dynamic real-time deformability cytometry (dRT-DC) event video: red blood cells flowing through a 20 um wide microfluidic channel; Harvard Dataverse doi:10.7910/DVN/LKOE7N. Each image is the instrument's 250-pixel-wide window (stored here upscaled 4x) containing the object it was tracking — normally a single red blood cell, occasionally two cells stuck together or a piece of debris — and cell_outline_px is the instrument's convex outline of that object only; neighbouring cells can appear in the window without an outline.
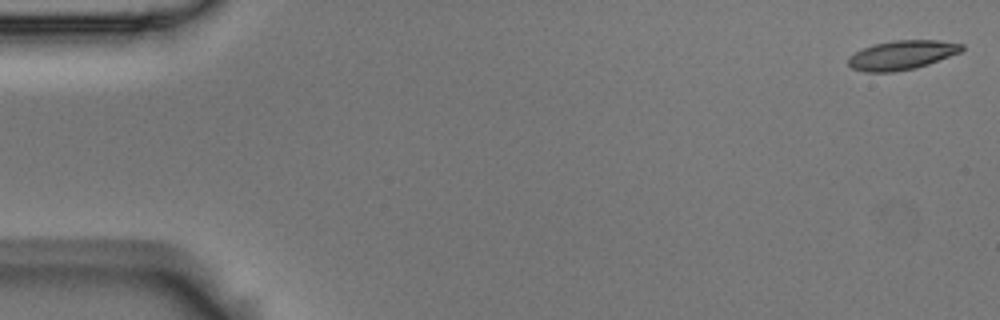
{"species": "Egyptian fruit bat (a non-hibernating species)", "species_latin": "Rousettus aegyptiacus", "temperature_condition": "room temperature", "stored_images_in_passage": 6, "camera_frame_rate_fps": 3000, "um_per_image_px": 0.085, "animal": {"sex": "male"}, "frame": {"image": 1, "passage_image": 1, "time_ms": 0.0, "image_size_px": [1000, 320], "cell_outline_px": [[964, 48], [960, 52], [928, 64], [916, 68], [892, 72], [864, 72], [852, 68], [848, 64], [848, 56], [872, 44], [892, 40], [940, 40], [964, 44]], "centroid_in_image_um": [76.65, 4.67], "position_along_channel_um": 8.4, "area_um2": 19.36}}
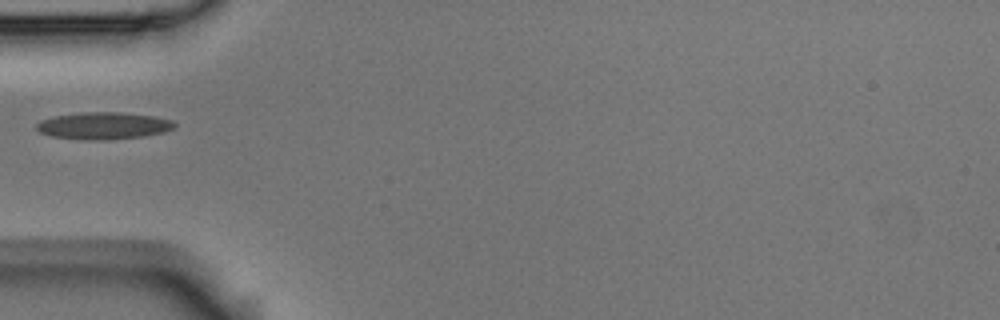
{"frame": {"image": 2, "passage_image": 5, "time_ms": 1.333, "image_size_px": [1000, 320], "cell_outline_px": [[176, 124], [172, 128], [164, 132], [144, 136], [104, 140], [84, 140], [52, 136], [40, 132], [36, 128], [36, 124], [40, 120], [52, 116], [80, 112], [120, 112], [152, 116], [172, 120]], "centroid_in_image_um": [8.76, 10.68], "position_along_channel_um": 76.2, "area_um2": 21.79}}
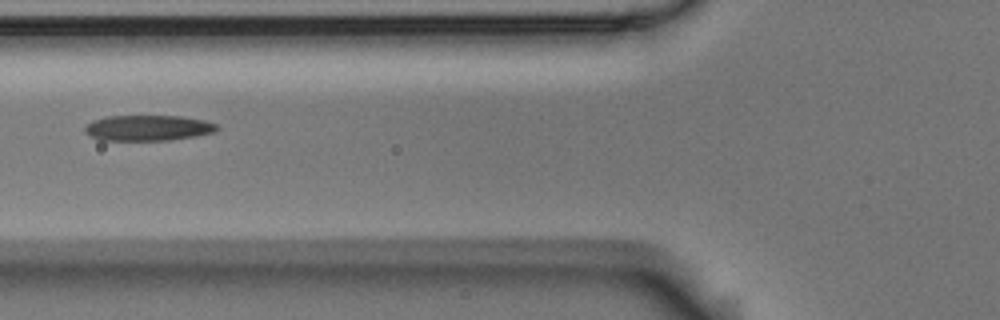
{"frame": {"image": 3, "passage_image": 6, "time_ms": 1.667, "image_size_px": [1000, 320], "cell_outline_px": [[220, 128], [216, 132], [196, 136], [168, 140], [100, 140], [84, 132], [84, 128], [92, 120], [104, 116], [180, 116], [204, 120], [216, 124]], "centroid_in_image_um": [12.59, 10.87], "position_along_channel_um": 113.2, "area_um2": 19.77}}